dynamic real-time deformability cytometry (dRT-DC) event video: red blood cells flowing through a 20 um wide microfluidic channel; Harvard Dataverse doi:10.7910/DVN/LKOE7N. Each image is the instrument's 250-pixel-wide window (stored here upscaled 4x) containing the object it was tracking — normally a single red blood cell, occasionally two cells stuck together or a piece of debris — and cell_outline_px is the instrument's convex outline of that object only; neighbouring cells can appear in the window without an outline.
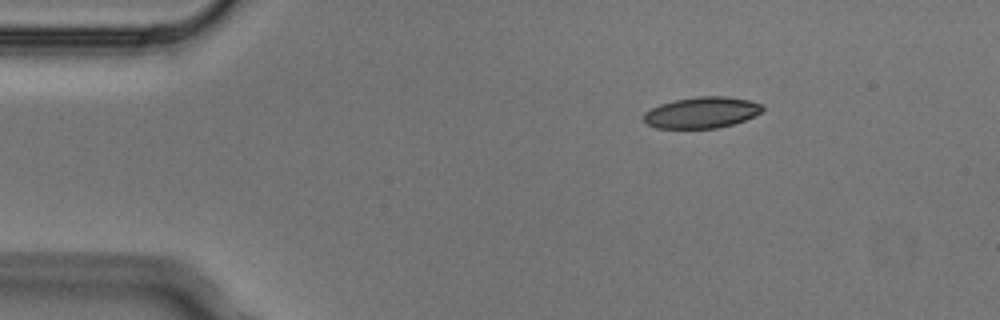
{"species": "Egyptian fruit bat (a non-hibernating species)", "species_latin": "Rousettus aegyptiacus", "temperature_condition": "cold", "stored_images_in_passage": 3, "camera_frame_rate_fps": 3000, "um_per_image_px": 0.085, "animal": {"sex": "male"}, "frame": {"image": 1, "passage_image": 1, "time_ms": 0.0, "image_size_px": [1000, 320], "cell_outline_px": [[764, 108], [760, 112], [744, 120], [732, 124], [716, 128], [656, 128], [648, 124], [644, 120], [644, 112], [660, 104], [676, 100], [696, 96], [728, 96], [748, 100], [764, 104]], "centroid_in_image_um": [59.65, 9.55], "position_along_channel_um": 25.3, "area_um2": 21.44}}
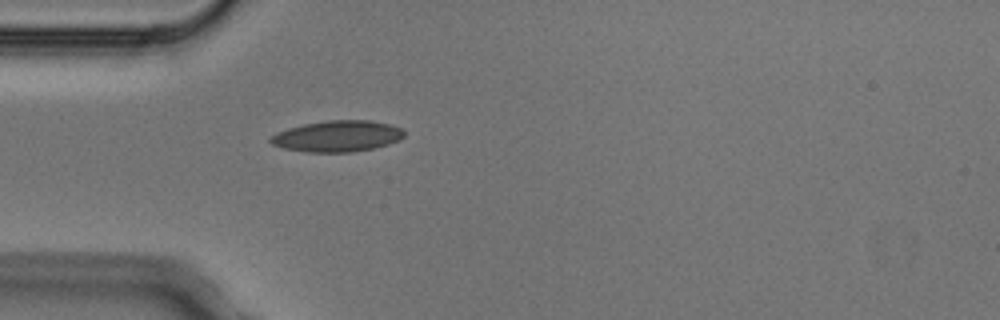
{"frame": {"image": 2, "passage_image": 3, "time_ms": 0.667, "image_size_px": [1000, 320], "cell_outline_px": [[404, 136], [400, 140], [388, 144], [372, 148], [352, 152], [308, 152], [284, 148], [272, 144], [268, 140], [276, 132], [288, 128], [304, 124], [328, 120], [368, 120], [388, 124], [400, 128], [404, 132]], "centroid_in_image_um": [28.66, 11.57], "position_along_channel_um": 56.3, "area_um2": 24.1}}